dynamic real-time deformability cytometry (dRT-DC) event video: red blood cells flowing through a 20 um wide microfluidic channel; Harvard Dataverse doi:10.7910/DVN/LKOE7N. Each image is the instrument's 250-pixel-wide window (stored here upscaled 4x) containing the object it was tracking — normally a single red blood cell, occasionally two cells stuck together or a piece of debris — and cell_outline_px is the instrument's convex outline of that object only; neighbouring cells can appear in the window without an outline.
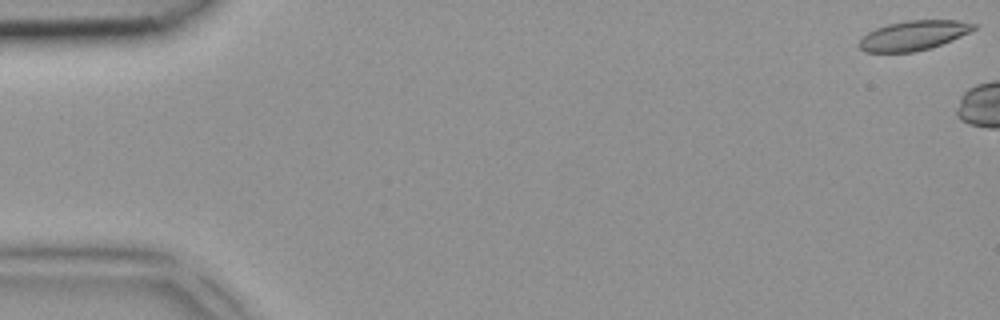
{"species": "common noctule bat (a hibernating species)", "species_latin": "Nyctalus noctula", "temperature_condition": "room temperature", "stored_images_in_passage": 5, "camera_frame_rate_fps": 3000, "um_per_image_px": 0.085, "animal": {"sex": "female", "body_mass_g": 18.4}, "frame": {"image": 1, "passage_image": 1, "time_ms": 0.0, "image_size_px": [1000, 320], "cell_outline_px": [[976, 28], [952, 40], [932, 48], [912, 52], [864, 52], [856, 44], [868, 32], [876, 28], [888, 24], [908, 20], [956, 20], [976, 24]], "centroid_in_image_um": [77.62, 3.02], "position_along_channel_um": 7.4, "area_um2": 19.71}}
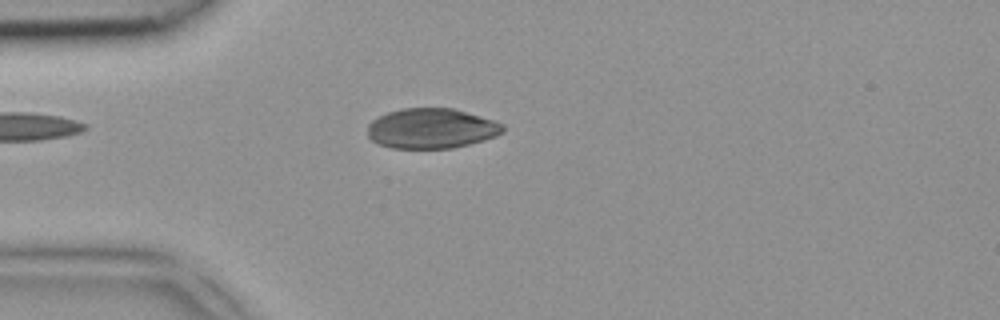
{"frame": {"image": 2, "passage_image": 5, "time_ms": 1.333, "image_size_px": [1000, 320], "cell_outline_px": [[504, 132], [496, 136], [484, 140], [452, 148], [392, 148], [380, 144], [372, 140], [368, 136], [368, 124], [372, 120], [388, 112], [404, 108], [452, 108], [496, 120], [504, 124]], "centroid_in_image_um": [36.7, 10.91], "position_along_channel_um": 48.3, "area_um2": 31.62}}